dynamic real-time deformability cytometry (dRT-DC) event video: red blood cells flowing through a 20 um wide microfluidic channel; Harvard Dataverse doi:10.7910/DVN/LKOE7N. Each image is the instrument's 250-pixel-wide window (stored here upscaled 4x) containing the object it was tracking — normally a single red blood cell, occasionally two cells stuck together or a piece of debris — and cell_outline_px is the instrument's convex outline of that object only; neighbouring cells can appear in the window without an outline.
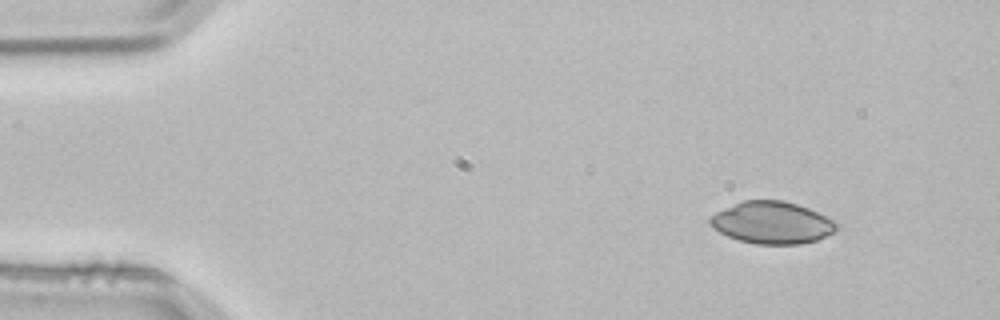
{"species": "common noctule bat (a hibernating species)", "species_latin": "Nyctalus noctula", "temperature_condition": "room temperature", "stored_images_in_passage": 3, "camera_frame_rate_fps": 3000, "um_per_image_px": 0.085, "animal": {"sex": "male", "body_mass_g": 21.5, "forearm_length_mm": 52.0}, "frame": {"image": 1, "passage_image": 1, "time_ms": 0.0, "image_size_px": [1000, 320], "cell_outline_px": [[840, 224], [832, 232], [816, 240], [800, 244], [756, 244], [740, 240], [728, 236], [712, 228], [708, 224], [708, 220], [716, 212], [744, 200], [784, 200], [808, 208]], "centroid_in_image_um": [65.59, 18.93], "position_along_channel_um": 19.4, "area_um2": 30.69}}